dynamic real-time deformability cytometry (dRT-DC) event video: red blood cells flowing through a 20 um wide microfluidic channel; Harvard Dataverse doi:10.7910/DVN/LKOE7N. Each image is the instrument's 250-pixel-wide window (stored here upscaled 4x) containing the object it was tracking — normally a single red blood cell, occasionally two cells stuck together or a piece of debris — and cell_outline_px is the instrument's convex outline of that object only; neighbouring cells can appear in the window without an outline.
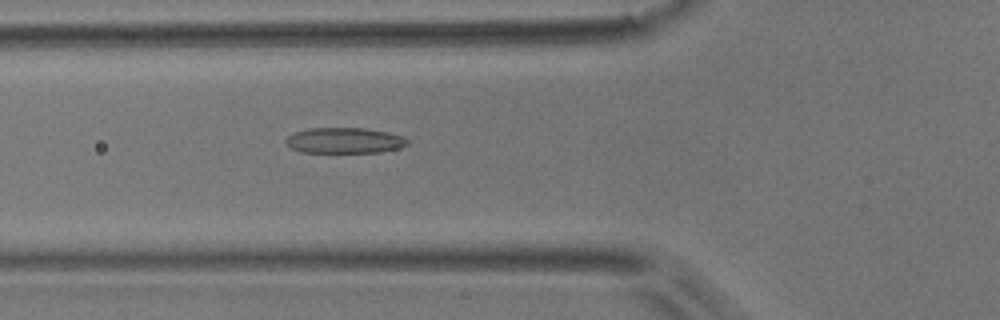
{"species": "common noctule bat (a hibernating species)", "species_latin": "Nyctalus noctula", "temperature_condition": "room temperature", "stored_images_in_passage": 37, "camera_frame_rate_fps": 3000, "um_per_image_px": 0.085, "animal": {"sex": "male", "body_mass_g": 17.9}, "frame": {"image": 1, "passage_image": 3, "time_ms": 0.667, "image_size_px": [1000, 320], "cell_outline_px": [[408, 144], [400, 148], [380, 152], [300, 152], [292, 148], [284, 140], [288, 136], [296, 132], [312, 128], [368, 128], [388, 132], [404, 136], [408, 140]], "centroid_in_image_um": [29.33, 11.94], "position_along_channel_um": 96.5, "area_um2": 18.15}}
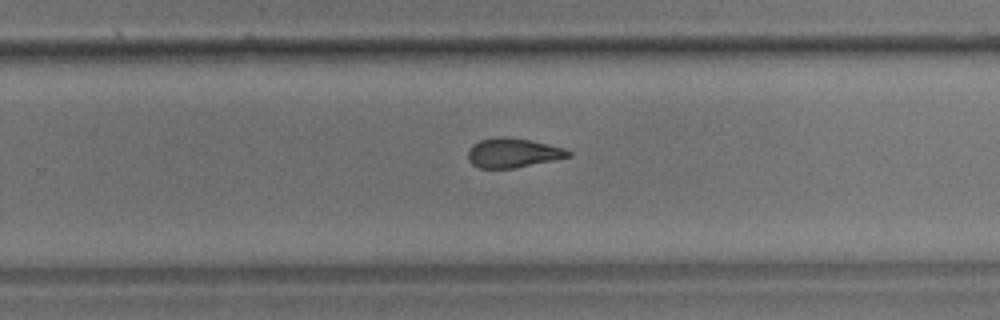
{"frame": {"image": 2, "passage_image": 18, "time_ms": 5.667, "image_size_px": [1000, 320], "cell_outline_px": [[572, 156], [512, 168], [480, 168], [472, 164], [468, 160], [468, 152], [472, 144], [480, 140], [496, 136], [508, 136], [528, 140], [564, 148], [572, 152]], "centroid_in_image_um": [43.56, 12.98], "position_along_channel_um": 286.2, "area_um2": 17.05}}
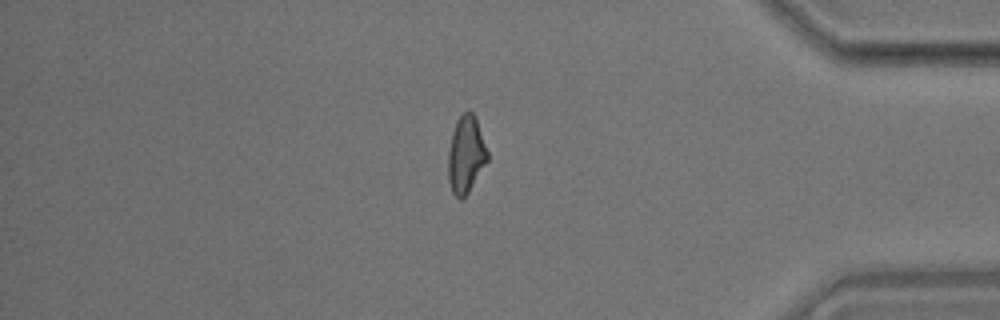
{"frame": {"image": 3, "passage_image": 29, "time_ms": 9.333, "image_size_px": [1000, 320], "cell_outline_px": [[488, 160], [468, 192], [460, 200], [452, 192], [448, 180], [448, 152], [452, 132], [456, 120], [464, 112], [472, 112], [476, 116], [488, 152]], "centroid_in_image_um": [39.6, 13.12], "position_along_channel_um": 395.6, "area_um2": 17.63}, "authors_computed_cell_mechanics": {"area_um2": 17.629, "velocity_mm_per_s": 3.7893, "shape_relaxation_time_tau1_ms": 9.6777, "shape_relaxation_time_tau2_ms": 3.0151, "deformation_change_tau1": 0.2363, "deformation_change_tau2": 0.1135}}